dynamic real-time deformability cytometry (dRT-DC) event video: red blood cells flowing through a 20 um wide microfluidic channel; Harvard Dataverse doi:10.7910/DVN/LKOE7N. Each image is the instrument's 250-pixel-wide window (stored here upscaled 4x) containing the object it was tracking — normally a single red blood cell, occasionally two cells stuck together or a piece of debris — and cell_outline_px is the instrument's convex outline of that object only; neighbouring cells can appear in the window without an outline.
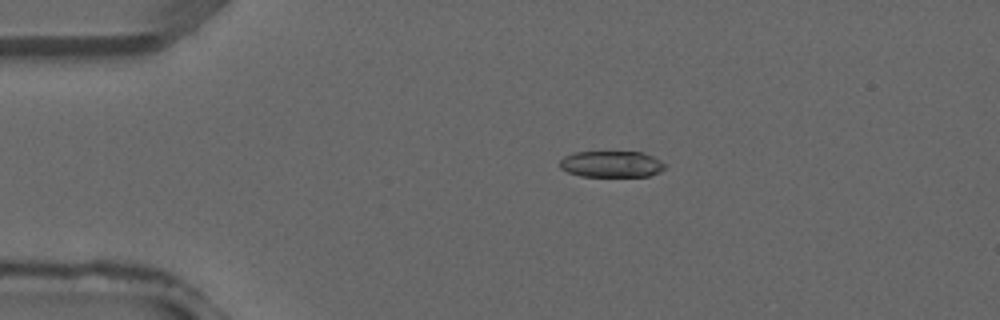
{"species": "common noctule bat (a hibernating species)", "species_latin": "Nyctalus noctula", "temperature_condition": "warm", "stored_images_in_passage": 37, "camera_frame_rate_fps": 3000, "um_per_image_px": 0.085, "animal": {"sex": "male", "forearm_length_mm": 52.5}, "frame": {"image": 1, "passage_image": 7, "time_ms": 2.0, "image_size_px": [1000, 320], "cell_outline_px": [[664, 168], [660, 172], [648, 176], [580, 176], [568, 172], [560, 168], [560, 160], [564, 156], [572, 152], [644, 152], [660, 160], [664, 164]], "centroid_in_image_um": [51.95, 13.94], "position_along_channel_um": 33.0, "area_um2": 16.13}}
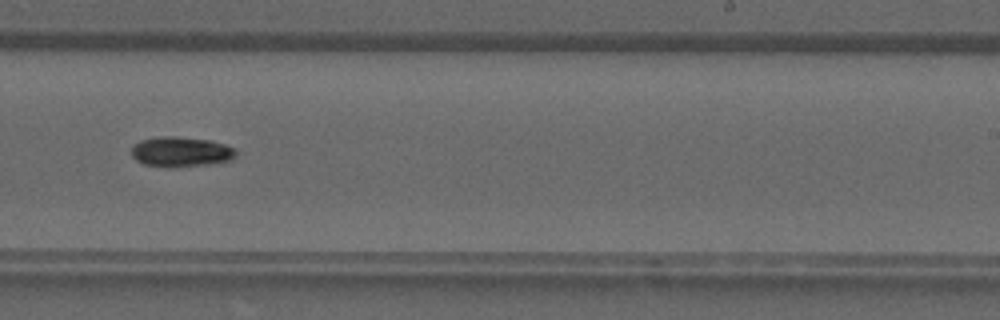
{"frame": {"image": 2, "passage_image": 23, "time_ms": 7.333, "image_size_px": [1000, 320], "cell_outline_px": [[236, 156], [232, 160], [208, 164], [176, 168], [168, 168], [144, 164], [136, 160], [132, 156], [132, 144], [140, 140], [160, 136], [172, 136], [208, 140], [224, 144], [232, 148], [236, 152]], "centroid_in_image_um": [15.34, 12.92], "position_along_channel_um": 273.7, "area_um2": 18.44}}
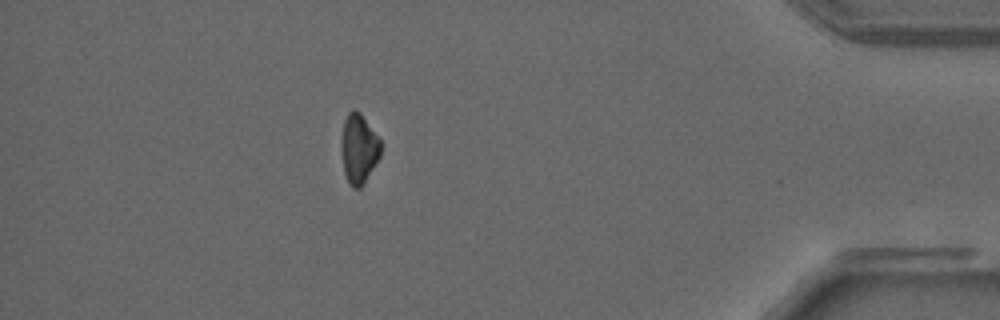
{"frame": {"image": 3, "passage_image": 33, "time_ms": 10.667, "image_size_px": [1000, 320], "cell_outline_px": [[380, 156], [364, 184], [360, 188], [352, 188], [348, 184], [344, 172], [344, 120], [348, 112], [352, 108], [360, 112], [380, 140]], "centroid_in_image_um": [30.54, 12.67], "position_along_channel_um": 404.7, "area_um2": 15.32}}